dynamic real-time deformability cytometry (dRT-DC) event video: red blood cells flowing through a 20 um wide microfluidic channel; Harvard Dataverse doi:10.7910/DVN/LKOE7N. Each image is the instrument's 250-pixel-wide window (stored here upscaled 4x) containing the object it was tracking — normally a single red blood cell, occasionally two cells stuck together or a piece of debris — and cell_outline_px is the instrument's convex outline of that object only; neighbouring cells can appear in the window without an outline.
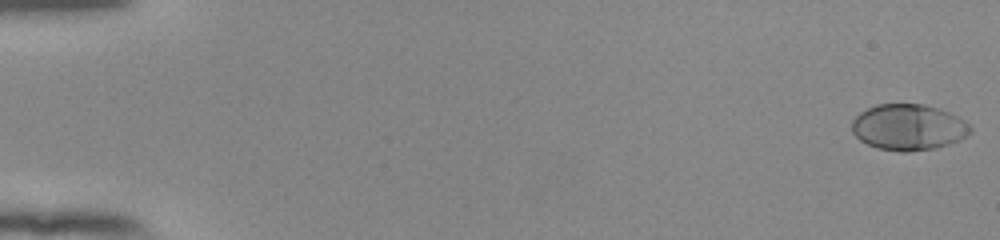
{"species": "human", "species_latin": "Homo sapiens", "temperature_condition": "room temperature", "stored_images_in_passage": 54, "camera_frame_rate_fps": 3000, "um_per_image_px": 0.085, "donor": {"sex": "female"}, "frame": {"image": 1, "passage_image": 1, "time_ms": 0.0, "image_size_px": [1000, 240], "cell_outline_px": [[972, 132], [968, 136], [960, 140], [936, 148], [908, 152], [900, 152], [876, 148], [860, 140], [852, 132], [852, 120], [860, 112], [876, 104], [924, 104], [940, 108], [964, 120], [972, 128]], "centroid_in_image_um": [77.23, 10.82], "position_along_channel_um": 7.8, "area_um2": 32.02}}
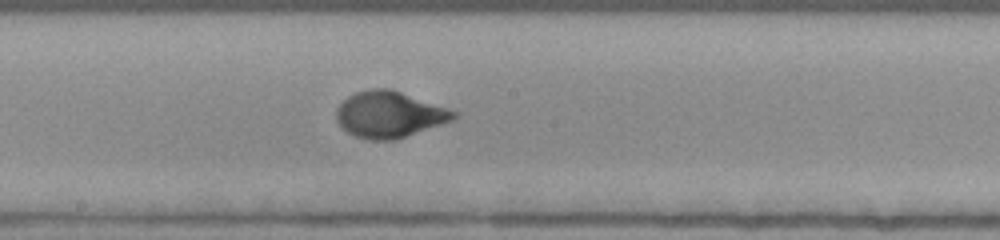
{"frame": {"image": 2, "passage_image": 31, "time_ms": 10.0, "image_size_px": [1000, 240], "cell_outline_px": [[460, 116], [452, 120], [396, 140], [372, 140], [356, 136], [348, 132], [336, 120], [336, 108], [348, 96], [356, 92], [372, 88], [388, 88], [448, 108], [456, 112]], "centroid_in_image_um": [33.09, 9.73], "position_along_channel_um": 215.1, "area_um2": 31.33}}
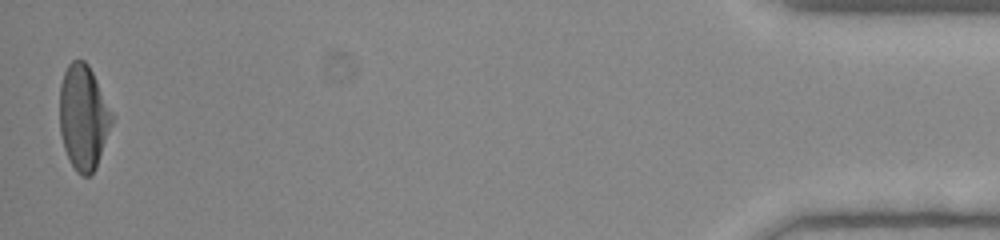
{"frame": {"image": 3, "passage_image": 54, "time_ms": 17.667, "image_size_px": [1000, 240], "cell_outline_px": [[112, 124], [96, 168], [88, 176], [80, 176], [76, 172], [68, 160], [64, 148], [60, 132], [60, 84], [64, 72], [68, 64], [72, 60], [84, 60], [88, 64], [112, 112]], "centroid_in_image_um": [7.07, 9.99], "position_along_channel_um": 428.1, "area_um2": 31.85}, "authors_computed_cell_mechanics": {"area_um2": 30.9519, "velocity_mm_per_s": 3.8734, "shape_relaxation_time_tau1_ms": 3.0405, "shape_relaxation_time_tau2_ms": null, "deformation_change_tau1": 0.1879, "deformation_change_tau2": null}}